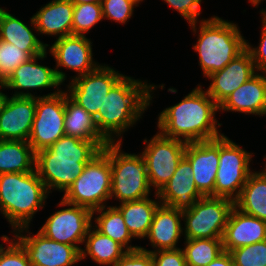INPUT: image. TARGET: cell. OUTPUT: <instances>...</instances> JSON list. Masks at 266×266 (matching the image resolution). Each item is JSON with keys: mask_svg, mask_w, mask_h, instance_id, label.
Returning <instances> with one entry per match:
<instances>
[{"mask_svg": "<svg viewBox=\"0 0 266 266\" xmlns=\"http://www.w3.org/2000/svg\"><path fill=\"white\" fill-rule=\"evenodd\" d=\"M219 105L198 85L179 103L158 114V132L164 137L185 142L217 139L224 135L216 119Z\"/></svg>", "mask_w": 266, "mask_h": 266, "instance_id": "obj_1", "label": "cell"}, {"mask_svg": "<svg viewBox=\"0 0 266 266\" xmlns=\"http://www.w3.org/2000/svg\"><path fill=\"white\" fill-rule=\"evenodd\" d=\"M145 81L124 75L106 95L94 120L109 143H122V135L142 118L153 101L157 86Z\"/></svg>", "mask_w": 266, "mask_h": 266, "instance_id": "obj_2", "label": "cell"}, {"mask_svg": "<svg viewBox=\"0 0 266 266\" xmlns=\"http://www.w3.org/2000/svg\"><path fill=\"white\" fill-rule=\"evenodd\" d=\"M102 149L94 141L64 135L35 153V170L49 193L66 192L85 165Z\"/></svg>", "mask_w": 266, "mask_h": 266, "instance_id": "obj_3", "label": "cell"}, {"mask_svg": "<svg viewBox=\"0 0 266 266\" xmlns=\"http://www.w3.org/2000/svg\"><path fill=\"white\" fill-rule=\"evenodd\" d=\"M198 23L188 26L191 27L195 36L198 33V40L193 49L198 53L199 66L203 71L202 74L207 78L212 73L223 69L242 53L246 49V40L237 24L218 16L202 18Z\"/></svg>", "mask_w": 266, "mask_h": 266, "instance_id": "obj_4", "label": "cell"}, {"mask_svg": "<svg viewBox=\"0 0 266 266\" xmlns=\"http://www.w3.org/2000/svg\"><path fill=\"white\" fill-rule=\"evenodd\" d=\"M49 194L36 170L0 174V212L13 232L30 227L36 212L46 206Z\"/></svg>", "mask_w": 266, "mask_h": 266, "instance_id": "obj_5", "label": "cell"}, {"mask_svg": "<svg viewBox=\"0 0 266 266\" xmlns=\"http://www.w3.org/2000/svg\"><path fill=\"white\" fill-rule=\"evenodd\" d=\"M122 143H109L111 164L110 199L120 203L137 201L150 196L151 186L148 180L146 163L140 153H126Z\"/></svg>", "mask_w": 266, "mask_h": 266, "instance_id": "obj_6", "label": "cell"}, {"mask_svg": "<svg viewBox=\"0 0 266 266\" xmlns=\"http://www.w3.org/2000/svg\"><path fill=\"white\" fill-rule=\"evenodd\" d=\"M110 191L111 164L108 143L85 165L82 173L61 199L94 211L106 206V201L110 200Z\"/></svg>", "mask_w": 266, "mask_h": 266, "instance_id": "obj_7", "label": "cell"}, {"mask_svg": "<svg viewBox=\"0 0 266 266\" xmlns=\"http://www.w3.org/2000/svg\"><path fill=\"white\" fill-rule=\"evenodd\" d=\"M233 207L231 199L203 196L182 210L184 239H222Z\"/></svg>", "mask_w": 266, "mask_h": 266, "instance_id": "obj_8", "label": "cell"}, {"mask_svg": "<svg viewBox=\"0 0 266 266\" xmlns=\"http://www.w3.org/2000/svg\"><path fill=\"white\" fill-rule=\"evenodd\" d=\"M253 153L247 152L227 136L219 137V166L214 197L235 201L252 173L250 162Z\"/></svg>", "mask_w": 266, "mask_h": 266, "instance_id": "obj_9", "label": "cell"}, {"mask_svg": "<svg viewBox=\"0 0 266 266\" xmlns=\"http://www.w3.org/2000/svg\"><path fill=\"white\" fill-rule=\"evenodd\" d=\"M64 115L65 90L36 96V112L28 140L35 153L49 148L66 135Z\"/></svg>", "mask_w": 266, "mask_h": 266, "instance_id": "obj_10", "label": "cell"}, {"mask_svg": "<svg viewBox=\"0 0 266 266\" xmlns=\"http://www.w3.org/2000/svg\"><path fill=\"white\" fill-rule=\"evenodd\" d=\"M141 152L145 159L151 188L158 193L173 176L178 163L184 157L187 142L164 137L157 132L150 140L144 139Z\"/></svg>", "mask_w": 266, "mask_h": 266, "instance_id": "obj_11", "label": "cell"}, {"mask_svg": "<svg viewBox=\"0 0 266 266\" xmlns=\"http://www.w3.org/2000/svg\"><path fill=\"white\" fill-rule=\"evenodd\" d=\"M58 206L68 207L57 210L40 228L47 238L75 246L80 252L87 232L92 225V211L86 207L73 205L61 199Z\"/></svg>", "mask_w": 266, "mask_h": 266, "instance_id": "obj_12", "label": "cell"}, {"mask_svg": "<svg viewBox=\"0 0 266 266\" xmlns=\"http://www.w3.org/2000/svg\"><path fill=\"white\" fill-rule=\"evenodd\" d=\"M29 229H17L12 238L24 248L32 266H74L81 261V252L75 246L49 239L40 231L32 234Z\"/></svg>", "mask_w": 266, "mask_h": 266, "instance_id": "obj_13", "label": "cell"}, {"mask_svg": "<svg viewBox=\"0 0 266 266\" xmlns=\"http://www.w3.org/2000/svg\"><path fill=\"white\" fill-rule=\"evenodd\" d=\"M124 75L111 66L100 64L94 71L70 80L66 92L95 118L108 92Z\"/></svg>", "mask_w": 266, "mask_h": 266, "instance_id": "obj_14", "label": "cell"}, {"mask_svg": "<svg viewBox=\"0 0 266 266\" xmlns=\"http://www.w3.org/2000/svg\"><path fill=\"white\" fill-rule=\"evenodd\" d=\"M93 42L85 35H69L57 39L51 46L47 45L49 53L55 60V72L63 84L67 80L66 73L60 68L74 70V78L94 71L100 64L93 60Z\"/></svg>", "mask_w": 266, "mask_h": 266, "instance_id": "obj_15", "label": "cell"}, {"mask_svg": "<svg viewBox=\"0 0 266 266\" xmlns=\"http://www.w3.org/2000/svg\"><path fill=\"white\" fill-rule=\"evenodd\" d=\"M47 51L22 63L3 82L6 89L17 90L13 94L14 97H35L30 92L32 90L36 91V89L55 88L60 90L59 87L63 84L59 81L55 68L44 66L37 62L47 58Z\"/></svg>", "mask_w": 266, "mask_h": 266, "instance_id": "obj_16", "label": "cell"}, {"mask_svg": "<svg viewBox=\"0 0 266 266\" xmlns=\"http://www.w3.org/2000/svg\"><path fill=\"white\" fill-rule=\"evenodd\" d=\"M184 157L190 162L195 186L203 196L214 197V186L219 166V138L188 142Z\"/></svg>", "mask_w": 266, "mask_h": 266, "instance_id": "obj_17", "label": "cell"}, {"mask_svg": "<svg viewBox=\"0 0 266 266\" xmlns=\"http://www.w3.org/2000/svg\"><path fill=\"white\" fill-rule=\"evenodd\" d=\"M257 73L250 52L245 49L223 69L218 70L207 78L210 86L206 89L208 95L220 105L228 95L248 81Z\"/></svg>", "mask_w": 266, "mask_h": 266, "instance_id": "obj_18", "label": "cell"}, {"mask_svg": "<svg viewBox=\"0 0 266 266\" xmlns=\"http://www.w3.org/2000/svg\"><path fill=\"white\" fill-rule=\"evenodd\" d=\"M36 112L35 97H8L0 114V140L28 141Z\"/></svg>", "mask_w": 266, "mask_h": 266, "instance_id": "obj_19", "label": "cell"}, {"mask_svg": "<svg viewBox=\"0 0 266 266\" xmlns=\"http://www.w3.org/2000/svg\"><path fill=\"white\" fill-rule=\"evenodd\" d=\"M221 112L266 116V73L257 72L219 105Z\"/></svg>", "mask_w": 266, "mask_h": 266, "instance_id": "obj_20", "label": "cell"}, {"mask_svg": "<svg viewBox=\"0 0 266 266\" xmlns=\"http://www.w3.org/2000/svg\"><path fill=\"white\" fill-rule=\"evenodd\" d=\"M157 194L161 204L179 210L191 208L203 197L195 186L192 166L185 157L178 163L171 179Z\"/></svg>", "mask_w": 266, "mask_h": 266, "instance_id": "obj_21", "label": "cell"}, {"mask_svg": "<svg viewBox=\"0 0 266 266\" xmlns=\"http://www.w3.org/2000/svg\"><path fill=\"white\" fill-rule=\"evenodd\" d=\"M181 221L182 210L160 204L155 211L153 222L146 236L153 250L144 247H140V249L146 252H155L179 248L177 243L184 235Z\"/></svg>", "mask_w": 266, "mask_h": 266, "instance_id": "obj_22", "label": "cell"}, {"mask_svg": "<svg viewBox=\"0 0 266 266\" xmlns=\"http://www.w3.org/2000/svg\"><path fill=\"white\" fill-rule=\"evenodd\" d=\"M264 240H266V221L243 213L234 206L222 237L224 251L230 252Z\"/></svg>", "mask_w": 266, "mask_h": 266, "instance_id": "obj_23", "label": "cell"}, {"mask_svg": "<svg viewBox=\"0 0 266 266\" xmlns=\"http://www.w3.org/2000/svg\"><path fill=\"white\" fill-rule=\"evenodd\" d=\"M30 23L32 28L0 7V39L22 48L31 57H35L44 53L48 44L36 37L37 29L33 16L30 18Z\"/></svg>", "mask_w": 266, "mask_h": 266, "instance_id": "obj_24", "label": "cell"}, {"mask_svg": "<svg viewBox=\"0 0 266 266\" xmlns=\"http://www.w3.org/2000/svg\"><path fill=\"white\" fill-rule=\"evenodd\" d=\"M74 4L70 0H52L33 15L37 35L61 37L72 35Z\"/></svg>", "mask_w": 266, "mask_h": 266, "instance_id": "obj_25", "label": "cell"}, {"mask_svg": "<svg viewBox=\"0 0 266 266\" xmlns=\"http://www.w3.org/2000/svg\"><path fill=\"white\" fill-rule=\"evenodd\" d=\"M64 128L67 136L94 141L101 149L109 143L98 131L94 117L77 104L66 90Z\"/></svg>", "mask_w": 266, "mask_h": 266, "instance_id": "obj_26", "label": "cell"}, {"mask_svg": "<svg viewBox=\"0 0 266 266\" xmlns=\"http://www.w3.org/2000/svg\"><path fill=\"white\" fill-rule=\"evenodd\" d=\"M155 200L147 197L115 205L123 215L125 224L133 238L146 239L157 207L161 204L158 194ZM158 200V201H157Z\"/></svg>", "mask_w": 266, "mask_h": 266, "instance_id": "obj_27", "label": "cell"}, {"mask_svg": "<svg viewBox=\"0 0 266 266\" xmlns=\"http://www.w3.org/2000/svg\"><path fill=\"white\" fill-rule=\"evenodd\" d=\"M84 243L81 260L89 256L99 266H113L128 252L122 245L99 232L93 224L87 232Z\"/></svg>", "mask_w": 266, "mask_h": 266, "instance_id": "obj_28", "label": "cell"}, {"mask_svg": "<svg viewBox=\"0 0 266 266\" xmlns=\"http://www.w3.org/2000/svg\"><path fill=\"white\" fill-rule=\"evenodd\" d=\"M234 206L243 213L266 221V173L263 170H253Z\"/></svg>", "mask_w": 266, "mask_h": 266, "instance_id": "obj_29", "label": "cell"}, {"mask_svg": "<svg viewBox=\"0 0 266 266\" xmlns=\"http://www.w3.org/2000/svg\"><path fill=\"white\" fill-rule=\"evenodd\" d=\"M35 170V152L28 141L0 140V174Z\"/></svg>", "mask_w": 266, "mask_h": 266, "instance_id": "obj_30", "label": "cell"}, {"mask_svg": "<svg viewBox=\"0 0 266 266\" xmlns=\"http://www.w3.org/2000/svg\"><path fill=\"white\" fill-rule=\"evenodd\" d=\"M94 214L96 216L94 219ZM99 214V215H98ZM94 227L102 234L122 245L127 251L140 249L141 246L131 244L133 236L129 232L123 215L116 206H104L92 211Z\"/></svg>", "mask_w": 266, "mask_h": 266, "instance_id": "obj_31", "label": "cell"}, {"mask_svg": "<svg viewBox=\"0 0 266 266\" xmlns=\"http://www.w3.org/2000/svg\"><path fill=\"white\" fill-rule=\"evenodd\" d=\"M187 266H207L223 252L222 239H184Z\"/></svg>", "mask_w": 266, "mask_h": 266, "instance_id": "obj_32", "label": "cell"}, {"mask_svg": "<svg viewBox=\"0 0 266 266\" xmlns=\"http://www.w3.org/2000/svg\"><path fill=\"white\" fill-rule=\"evenodd\" d=\"M102 20L103 11L101 3L74 4L72 34L86 36Z\"/></svg>", "mask_w": 266, "mask_h": 266, "instance_id": "obj_33", "label": "cell"}, {"mask_svg": "<svg viewBox=\"0 0 266 266\" xmlns=\"http://www.w3.org/2000/svg\"><path fill=\"white\" fill-rule=\"evenodd\" d=\"M30 58L32 57L22 48L0 39V79L4 82L18 66Z\"/></svg>", "mask_w": 266, "mask_h": 266, "instance_id": "obj_34", "label": "cell"}, {"mask_svg": "<svg viewBox=\"0 0 266 266\" xmlns=\"http://www.w3.org/2000/svg\"><path fill=\"white\" fill-rule=\"evenodd\" d=\"M234 266H266V240L229 252Z\"/></svg>", "mask_w": 266, "mask_h": 266, "instance_id": "obj_35", "label": "cell"}, {"mask_svg": "<svg viewBox=\"0 0 266 266\" xmlns=\"http://www.w3.org/2000/svg\"><path fill=\"white\" fill-rule=\"evenodd\" d=\"M144 0H102L103 19L126 24L133 16L134 8Z\"/></svg>", "mask_w": 266, "mask_h": 266, "instance_id": "obj_36", "label": "cell"}, {"mask_svg": "<svg viewBox=\"0 0 266 266\" xmlns=\"http://www.w3.org/2000/svg\"><path fill=\"white\" fill-rule=\"evenodd\" d=\"M1 240L7 243L0 247V266H32L24 248L13 238L3 235Z\"/></svg>", "mask_w": 266, "mask_h": 266, "instance_id": "obj_37", "label": "cell"}, {"mask_svg": "<svg viewBox=\"0 0 266 266\" xmlns=\"http://www.w3.org/2000/svg\"><path fill=\"white\" fill-rule=\"evenodd\" d=\"M166 4H168L169 7L172 8V10H176L182 18H184L188 24H193L195 22H198V17H200L201 14V1L202 0H162Z\"/></svg>", "mask_w": 266, "mask_h": 266, "instance_id": "obj_38", "label": "cell"}, {"mask_svg": "<svg viewBox=\"0 0 266 266\" xmlns=\"http://www.w3.org/2000/svg\"><path fill=\"white\" fill-rule=\"evenodd\" d=\"M153 266H187L181 248L151 252Z\"/></svg>", "mask_w": 266, "mask_h": 266, "instance_id": "obj_39", "label": "cell"}, {"mask_svg": "<svg viewBox=\"0 0 266 266\" xmlns=\"http://www.w3.org/2000/svg\"><path fill=\"white\" fill-rule=\"evenodd\" d=\"M261 37L258 46L253 47L246 40V49L250 52L255 68L262 73H266V25L261 22Z\"/></svg>", "mask_w": 266, "mask_h": 266, "instance_id": "obj_40", "label": "cell"}, {"mask_svg": "<svg viewBox=\"0 0 266 266\" xmlns=\"http://www.w3.org/2000/svg\"><path fill=\"white\" fill-rule=\"evenodd\" d=\"M113 266H153L152 254L141 249L128 251Z\"/></svg>", "mask_w": 266, "mask_h": 266, "instance_id": "obj_41", "label": "cell"}, {"mask_svg": "<svg viewBox=\"0 0 266 266\" xmlns=\"http://www.w3.org/2000/svg\"><path fill=\"white\" fill-rule=\"evenodd\" d=\"M207 266H234L232 256L229 252L224 251L218 258L213 260Z\"/></svg>", "mask_w": 266, "mask_h": 266, "instance_id": "obj_42", "label": "cell"}, {"mask_svg": "<svg viewBox=\"0 0 266 266\" xmlns=\"http://www.w3.org/2000/svg\"><path fill=\"white\" fill-rule=\"evenodd\" d=\"M1 89H6V88H5L4 85H1L0 86V90ZM7 99H8V95H6L5 93H3L2 90H1L0 91V114H1V112L3 110V108H4V105H5L6 101H7Z\"/></svg>", "mask_w": 266, "mask_h": 266, "instance_id": "obj_43", "label": "cell"}, {"mask_svg": "<svg viewBox=\"0 0 266 266\" xmlns=\"http://www.w3.org/2000/svg\"><path fill=\"white\" fill-rule=\"evenodd\" d=\"M73 4L101 3L102 0H70Z\"/></svg>", "mask_w": 266, "mask_h": 266, "instance_id": "obj_44", "label": "cell"}, {"mask_svg": "<svg viewBox=\"0 0 266 266\" xmlns=\"http://www.w3.org/2000/svg\"><path fill=\"white\" fill-rule=\"evenodd\" d=\"M260 14H261V21L266 25V9H261L260 10Z\"/></svg>", "mask_w": 266, "mask_h": 266, "instance_id": "obj_45", "label": "cell"}, {"mask_svg": "<svg viewBox=\"0 0 266 266\" xmlns=\"http://www.w3.org/2000/svg\"><path fill=\"white\" fill-rule=\"evenodd\" d=\"M263 1L265 0H248V2L251 3V5H253L254 7H257Z\"/></svg>", "mask_w": 266, "mask_h": 266, "instance_id": "obj_46", "label": "cell"}, {"mask_svg": "<svg viewBox=\"0 0 266 266\" xmlns=\"http://www.w3.org/2000/svg\"><path fill=\"white\" fill-rule=\"evenodd\" d=\"M264 160H266L265 157H264ZM263 171L266 173V164H265V168L263 169Z\"/></svg>", "mask_w": 266, "mask_h": 266, "instance_id": "obj_47", "label": "cell"}, {"mask_svg": "<svg viewBox=\"0 0 266 266\" xmlns=\"http://www.w3.org/2000/svg\"><path fill=\"white\" fill-rule=\"evenodd\" d=\"M3 85V81L0 79V86Z\"/></svg>", "mask_w": 266, "mask_h": 266, "instance_id": "obj_48", "label": "cell"}]
</instances>
